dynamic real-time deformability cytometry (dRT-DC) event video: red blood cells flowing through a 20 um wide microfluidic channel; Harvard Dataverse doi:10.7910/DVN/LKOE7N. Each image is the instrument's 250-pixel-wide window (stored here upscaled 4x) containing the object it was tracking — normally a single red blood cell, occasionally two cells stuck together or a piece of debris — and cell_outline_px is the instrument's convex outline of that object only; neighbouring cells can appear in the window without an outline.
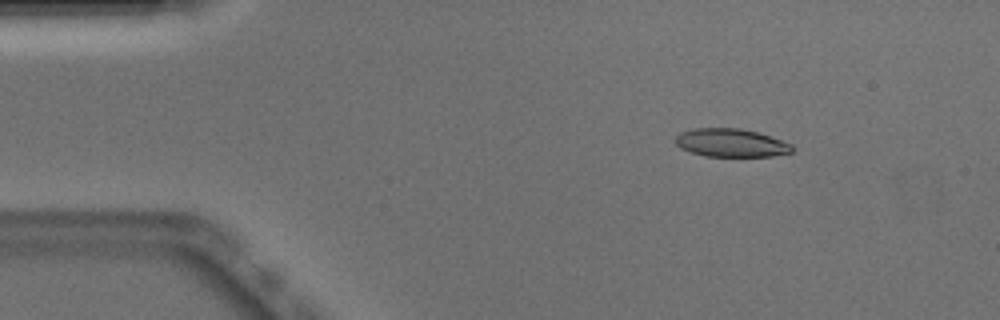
{"species": "Egyptian fruit bat (a non-hibernating species)", "species_latin": "Rousettus aegyptiacus", "temperature_condition": "warm", "stored_images_in_passage": 44, "camera_frame_rate_fps": 3000, "um_per_image_px": 0.085, "animal": {"sex": "male"}, "frame": {"image": 1, "passage_image": 1, "time_ms": 0.0, "image_size_px": [1000, 320], "cell_outline_px": [[792, 152], [772, 156], [704, 156], [688, 152], [680, 148], [676, 144], [676, 136], [680, 132], [692, 128], [740, 128], [756, 132], [792, 144]], "centroid_in_image_um": [62.08, 12.14], "position_along_channel_um": 22.9, "area_um2": 19.13}}
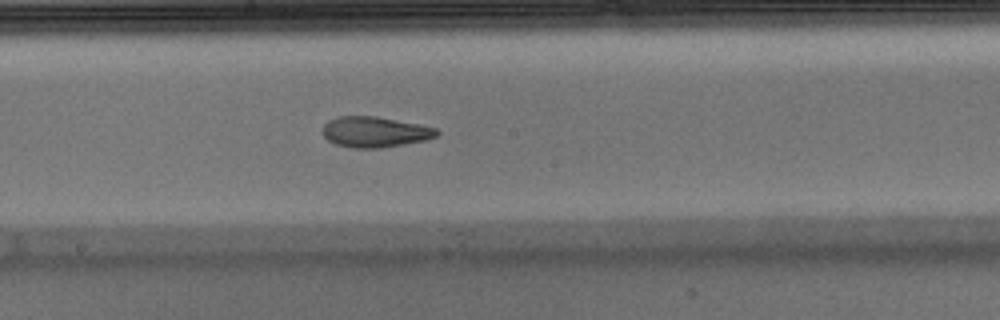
{"frame": {"image": 2, "passage_image": 21, "time_ms": 6.667, "image_size_px": [1000, 320], "cell_outline_px": [[440, 132], [436, 136], [424, 140], [404, 144], [380, 148], [352, 148], [336, 144], [328, 140], [324, 136], [324, 124], [328, 120], [340, 116], [376, 116], [420, 124], [436, 128]], "centroid_in_image_um": [31.87, 11.21], "position_along_channel_um": 216.3, "area_um2": 20.29}}
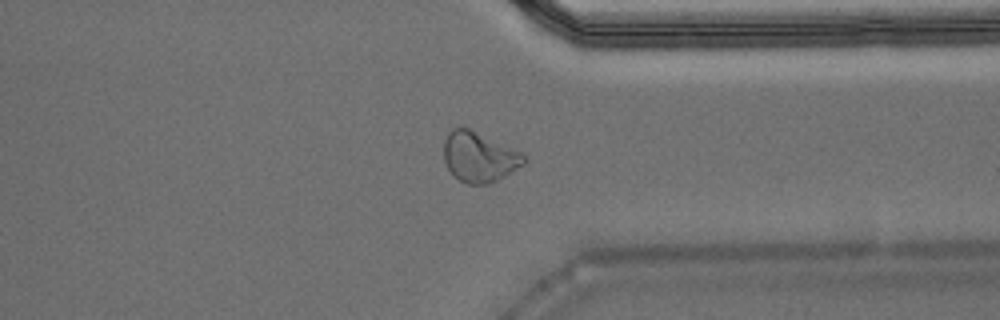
{"frame": {"image": 3, "passage_image": 33, "time_ms": 10.667, "image_size_px": [1000, 320], "cell_outline_px": [[528, 160], [524, 164], [504, 176], [488, 184], [468, 184], [452, 176], [444, 160], [444, 140], [448, 132], [452, 128], [460, 124], [520, 152]], "centroid_in_image_um": [40.68, 13.33], "position_along_channel_um": 370.7, "area_um2": 23.35}}